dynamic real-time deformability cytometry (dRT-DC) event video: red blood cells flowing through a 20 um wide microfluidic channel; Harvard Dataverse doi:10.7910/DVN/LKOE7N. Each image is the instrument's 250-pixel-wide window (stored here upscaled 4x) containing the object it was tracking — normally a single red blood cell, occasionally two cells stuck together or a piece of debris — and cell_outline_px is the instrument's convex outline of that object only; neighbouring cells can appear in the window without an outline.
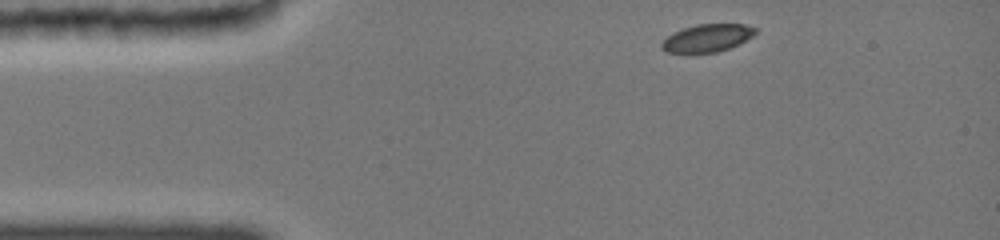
{"species": "common noctule bat (a hibernating species)", "species_latin": "Nyctalus noctula", "temperature_condition": "cold", "stored_images_in_passage": 39, "camera_frame_rate_fps": 3000, "um_per_image_px": 0.085, "animal": {"sex": "female", "body_mass_g": 19.0, "forearm_length_mm": 51.5}, "frame": {"image": 1, "passage_image": 1, "time_ms": 0.0, "image_size_px": [1000, 240], "cell_outline_px": [[756, 32], [752, 36], [728, 48], [716, 52], [688, 56], [664, 52], [660, 48], [660, 44], [672, 32], [696, 24], [744, 24], [756, 28]], "centroid_in_image_um": [60.0, 3.28], "position_along_channel_um": 25.0, "area_um2": 15.61}}
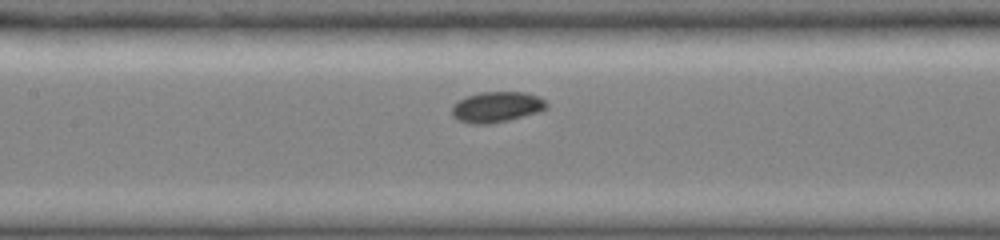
{"frame": {"image": 2, "passage_image": 16, "time_ms": 5.0, "image_size_px": [1000, 240], "cell_outline_px": [[548, 104], [544, 108], [536, 112], [508, 120], [488, 124], [472, 124], [460, 120], [452, 116], [452, 104], [468, 96], [480, 92], [524, 92], [540, 96]], "centroid_in_image_um": [42.19, 9.08], "position_along_channel_um": 165.2, "area_um2": 16.65}}
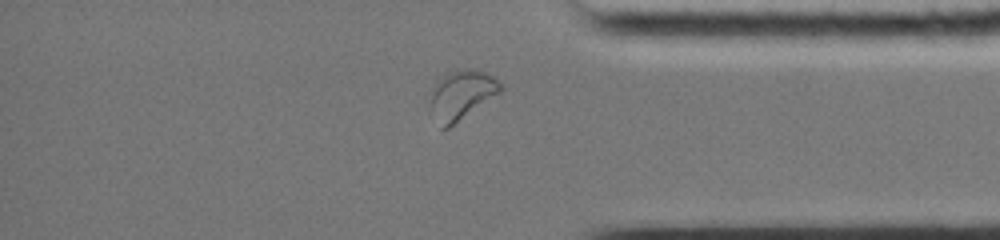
{"frame": {"image": 3, "passage_image": 34, "time_ms": 11.0, "image_size_px": [1000, 240], "cell_outline_px": [[504, 88], [500, 92], [448, 128], [440, 128], [428, 112], [428, 104], [436, 80], [444, 72], [464, 68], [468, 68], [488, 72], [504, 84]], "centroid_in_image_um": [39.18, 8.04], "position_along_channel_um": 396.0, "area_um2": 20.81}, "authors_computed_cell_mechanics": {"area_um2": 16.4152, "velocity_mm_per_s": 3.8989, "shape_relaxation_time_tau1_ms": 2.1542, "shape_relaxation_time_tau2_ms": null, "deformation_change_tau1": 0.0527, "deformation_change_tau2": null}}